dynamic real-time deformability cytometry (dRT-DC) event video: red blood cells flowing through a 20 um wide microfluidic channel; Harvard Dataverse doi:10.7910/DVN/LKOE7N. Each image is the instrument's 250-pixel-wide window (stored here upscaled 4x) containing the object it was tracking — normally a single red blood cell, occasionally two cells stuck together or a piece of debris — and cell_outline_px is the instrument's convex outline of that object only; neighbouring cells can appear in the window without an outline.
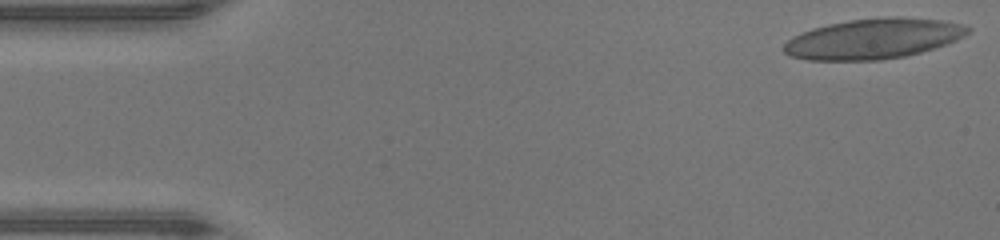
{"species": "human", "species_latin": "Homo sapiens", "temperature_condition": "warm", "stored_images_in_passage": 46, "camera_frame_rate_fps": 3000, "um_per_image_px": 0.085, "donor": {"sex": "male"}, "frame": {"image": 1, "passage_image": 1, "time_ms": 0.0, "image_size_px": [1000, 240], "cell_outline_px": [[972, 28], [964, 36], [956, 40], [920, 52], [904, 56], [880, 60], [808, 60], [788, 56], [784, 52], [784, 44], [788, 40], [812, 28], [828, 24], [852, 20], [888, 16], [900, 16], [940, 20], [964, 24]], "centroid_in_image_um": [74.24, 3.29], "position_along_channel_um": 10.8, "area_um2": 42.95}}
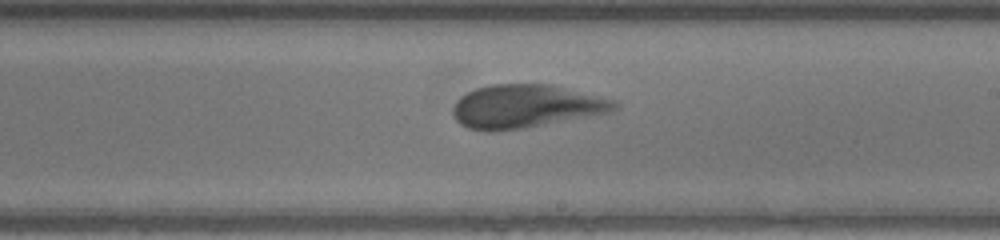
{"frame": {"image": 2, "passage_image": 26, "time_ms": 8.333, "image_size_px": [1000, 240], "cell_outline_px": [[620, 108], [612, 112], [524, 128], [492, 132], [484, 132], [468, 128], [460, 124], [456, 120], [452, 112], [452, 108], [456, 100], [460, 96], [476, 88], [492, 84], [552, 84], [616, 100], [620, 104]], "centroid_in_image_um": [44.71, 9.04], "position_along_channel_um": 244.3, "area_um2": 41.21}}
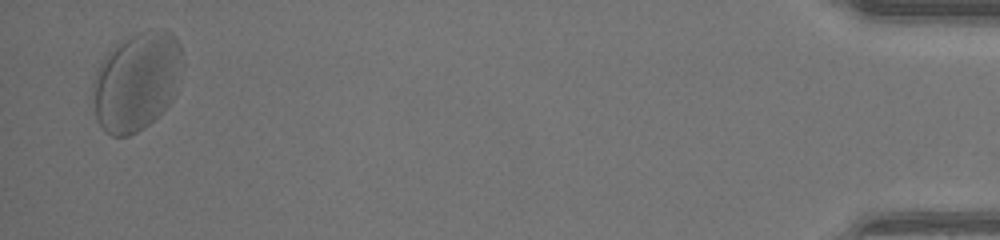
{"frame": {"image": 3, "passage_image": 45, "time_ms": 14.667, "image_size_px": [1000, 240], "cell_outline_px": [[184, 64], [172, 100], [148, 124], [136, 132], [128, 136], [112, 136], [104, 132], [96, 116], [92, 88], [92, 80], [104, 56], [116, 44], [140, 32], [152, 28], [172, 32], [176, 36], [180, 44], [184, 60]], "centroid_in_image_um": [11.63, 6.89], "position_along_channel_um": 423.6, "area_um2": 51.56}, "authors_computed_cell_mechanics": {"area_um2": 41.616, "velocity_mm_per_s": 4.3296, "shape_relaxation_time_tau1_ms": 3.4492, "shape_relaxation_time_tau2_ms": 0.9634, "deformation_change_tau1": 0.1835, "deformation_change_tau2": 0.0899}}